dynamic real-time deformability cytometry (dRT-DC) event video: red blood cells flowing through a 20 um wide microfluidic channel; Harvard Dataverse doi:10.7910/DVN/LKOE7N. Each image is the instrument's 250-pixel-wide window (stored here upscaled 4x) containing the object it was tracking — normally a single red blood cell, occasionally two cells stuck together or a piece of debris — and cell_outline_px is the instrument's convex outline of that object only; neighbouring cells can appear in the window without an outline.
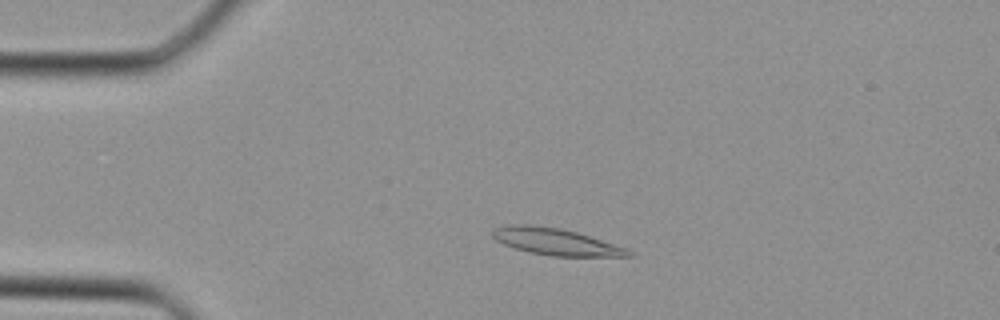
{"species": "Egyptian fruit bat (a non-hibernating species)", "species_latin": "Rousettus aegyptiacus", "temperature_condition": "cold", "stored_images_in_passage": 37, "camera_frame_rate_fps": 3000, "um_per_image_px": 0.085, "animal": {"sex": "female"}, "frame": {"image": 1, "passage_image": 7, "time_ms": 2.0, "image_size_px": [1000, 320], "cell_outline_px": [[636, 256], [552, 256], [528, 252], [504, 244], [496, 240], [492, 236], [492, 228], [508, 224], [532, 224], [560, 228], [576, 232], [628, 248]], "centroid_in_image_um": [47.22, 20.53], "position_along_channel_um": 37.8, "area_um2": 21.27}}
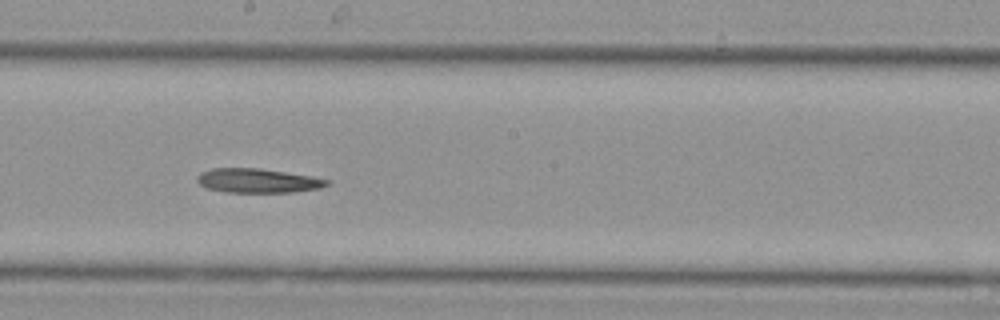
{"frame": {"image": 2, "passage_image": 20, "time_ms": 6.333, "image_size_px": [1000, 320], "cell_outline_px": [[328, 184], [320, 188], [296, 192], [228, 192], [208, 188], [200, 184], [196, 180], [196, 176], [200, 172], [212, 168], [260, 168], [312, 176], [328, 180]], "centroid_in_image_um": [21.89, 15.35], "position_along_channel_um": 226.3, "area_um2": 18.26}}
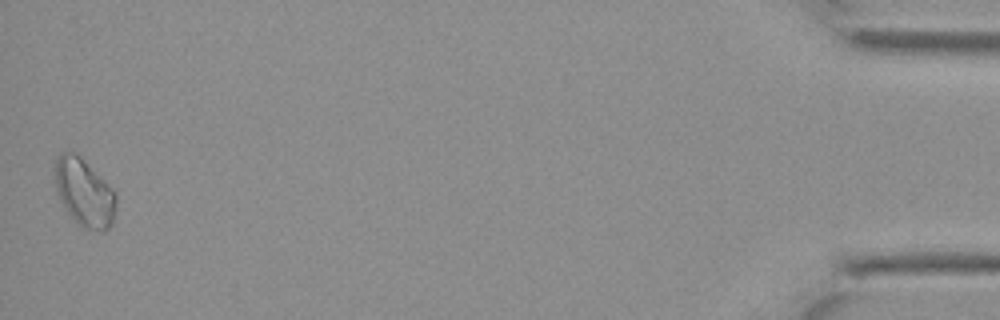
{"frame": {"image": 3, "passage_image": 37, "time_ms": 12.0, "image_size_px": [1000, 320], "cell_outline_px": [[116, 208], [112, 224], [104, 232], [88, 228], [80, 224], [68, 212], [60, 200], [56, 192], [52, 164], [56, 156], [60, 152], [76, 152], [116, 192]], "centroid_in_image_um": [7.13, 16.31], "position_along_channel_um": 428.1, "area_um2": 24.33}}